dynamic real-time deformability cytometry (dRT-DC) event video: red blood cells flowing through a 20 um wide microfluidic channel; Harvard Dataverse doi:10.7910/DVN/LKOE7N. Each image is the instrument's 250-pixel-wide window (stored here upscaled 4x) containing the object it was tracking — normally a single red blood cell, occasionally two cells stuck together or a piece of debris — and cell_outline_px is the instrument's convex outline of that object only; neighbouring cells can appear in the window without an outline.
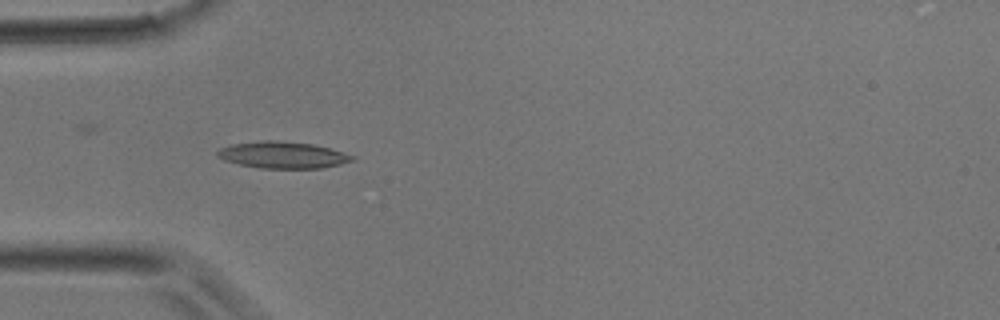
{"species": "common noctule bat (a hibernating species)", "species_latin": "Nyctalus noctula", "temperature_condition": "room temperature", "stored_images_in_passage": 5, "camera_frame_rate_fps": 3000, "um_per_image_px": 0.085, "animal": {"sex": "male", "body_mass_g": 17.9}, "frame": {"image": 1, "passage_image": 5, "time_ms": 4.667, "image_size_px": [1000, 320], "cell_outline_px": [[356, 160], [340, 164], [320, 168], [260, 168], [240, 164], [224, 160], [216, 156], [216, 152], [220, 148], [232, 144], [260, 140], [276, 140], [312, 144], [328, 148], [356, 156]], "centroid_in_image_um": [24.02, 13.17], "position_along_channel_um": 61.0, "area_um2": 20.92}}